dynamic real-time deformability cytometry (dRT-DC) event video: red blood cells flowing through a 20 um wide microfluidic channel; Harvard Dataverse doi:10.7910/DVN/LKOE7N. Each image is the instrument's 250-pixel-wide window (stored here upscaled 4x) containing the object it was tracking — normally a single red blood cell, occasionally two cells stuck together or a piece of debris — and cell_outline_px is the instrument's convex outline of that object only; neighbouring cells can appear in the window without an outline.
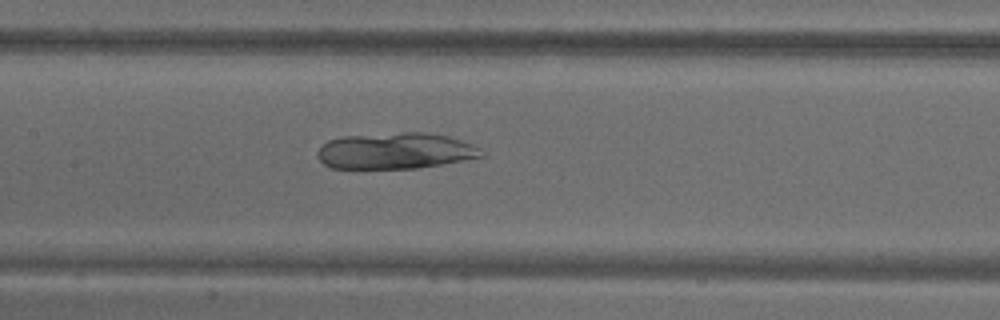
{"species": "common noctule bat (a hibernating species)", "species_latin": "Nyctalus noctula", "temperature_condition": "warm", "stored_images_in_passage": 68, "camera_frame_rate_fps": 3000, "um_per_image_px": 0.085, "animal": {"sex": "male", "body_mass_g": 18.8}, "frame": {"image": 1, "passage_image": 33, "time_ms": 10.667, "image_size_px": [1000, 320], "cell_outline_px": [[484, 156], [420, 168], [332, 168], [324, 164], [320, 160], [316, 152], [328, 140], [340, 136], [404, 132], [428, 132], [448, 136], [472, 144], [480, 148]], "centroid_in_image_um": [33.6, 12.81], "position_along_channel_um": 173.8, "area_um2": 34.56}}
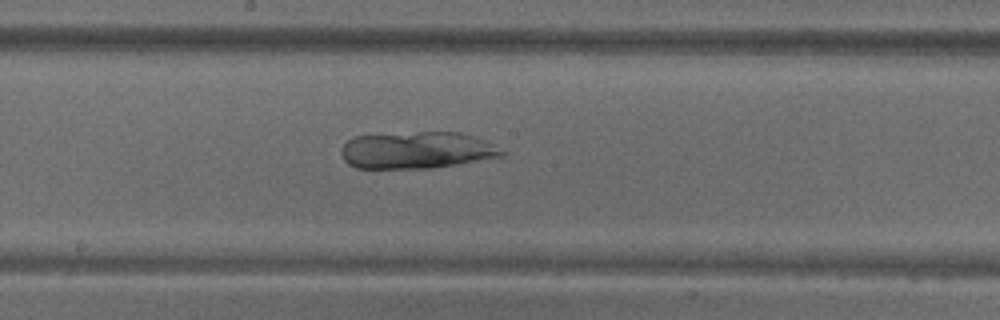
{"frame": {"image": 2, "passage_image": 37, "time_ms": 12.0, "image_size_px": [1000, 320], "cell_outline_px": [[508, 152], [504, 156], [432, 168], [356, 168], [348, 164], [344, 160], [340, 152], [340, 148], [352, 136], [420, 132], [460, 132], [484, 140]], "centroid_in_image_um": [35.41, 12.77], "position_along_channel_um": 212.8, "area_um2": 34.56}}